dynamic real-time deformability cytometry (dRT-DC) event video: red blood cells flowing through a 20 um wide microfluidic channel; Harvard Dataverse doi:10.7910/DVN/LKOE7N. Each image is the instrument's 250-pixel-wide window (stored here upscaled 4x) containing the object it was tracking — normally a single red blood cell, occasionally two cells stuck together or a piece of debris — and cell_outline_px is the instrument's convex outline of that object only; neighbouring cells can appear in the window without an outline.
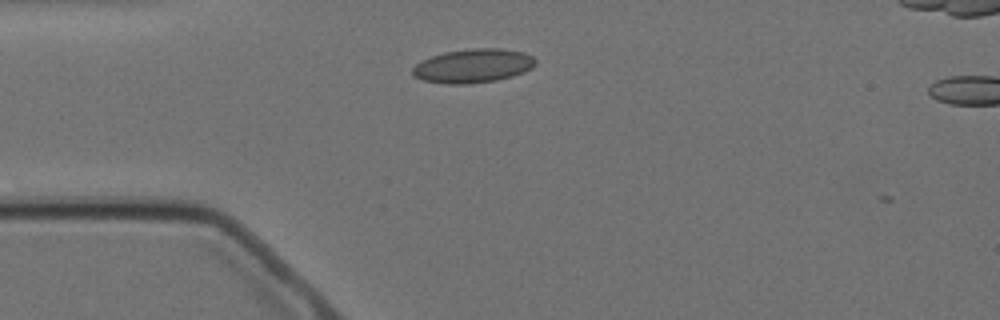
{"species": "Egyptian fruit bat (a non-hibernating species)", "species_latin": "Rousettus aegyptiacus", "temperature_condition": "cold", "stored_images_in_passage": 2, "camera_frame_rate_fps": 3000, "um_per_image_px": 0.085, "animal": {"sex": "female"}, "frame": {"image": 1, "passage_image": 1, "time_ms": 0.0, "image_size_px": [1000, 320], "cell_outline_px": [[536, 64], [532, 68], [524, 72], [512, 76], [496, 80], [468, 84], [448, 84], [424, 80], [412, 76], [412, 68], [416, 64], [432, 56], [444, 52], [472, 48], [500, 48], [524, 52], [532, 56], [536, 60]], "centroid_in_image_um": [40.23, 5.59], "position_along_channel_um": 44.8, "area_um2": 24.28}}